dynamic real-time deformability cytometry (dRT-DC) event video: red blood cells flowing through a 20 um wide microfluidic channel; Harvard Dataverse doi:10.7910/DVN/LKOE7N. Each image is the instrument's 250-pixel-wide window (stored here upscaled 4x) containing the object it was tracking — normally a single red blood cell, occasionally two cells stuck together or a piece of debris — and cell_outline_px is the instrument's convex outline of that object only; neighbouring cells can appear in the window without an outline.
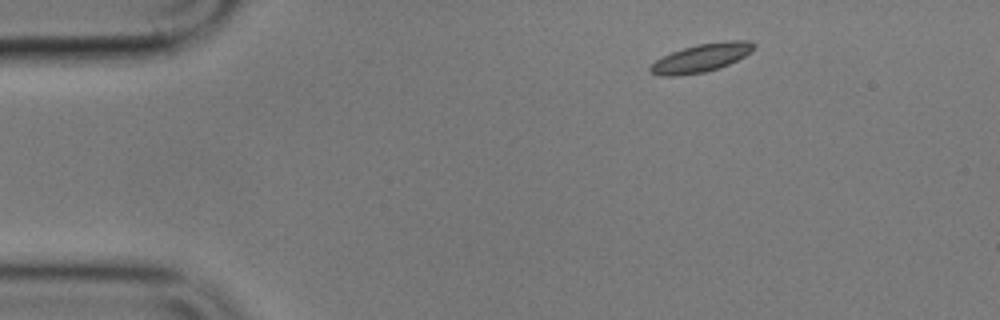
{"species": "common noctule bat (a hibernating species)", "species_latin": "Nyctalus noctula", "temperature_condition": "cold", "stored_images_in_passage": 5, "camera_frame_rate_fps": 3000, "um_per_image_px": 0.085, "animal": {"sex": "male", "body_mass_g": 17.9}, "frame": {"image": 1, "passage_image": 1, "time_ms": 0.0, "image_size_px": [1000, 320], "cell_outline_px": [[756, 44], [752, 52], [720, 68], [704, 72], [680, 76], [660, 76], [648, 72], [648, 68], [656, 60], [672, 52], [696, 44], [728, 40], [752, 40]], "centroid_in_image_um": [59.62, 4.92], "position_along_channel_um": 25.4, "area_um2": 17.22}}
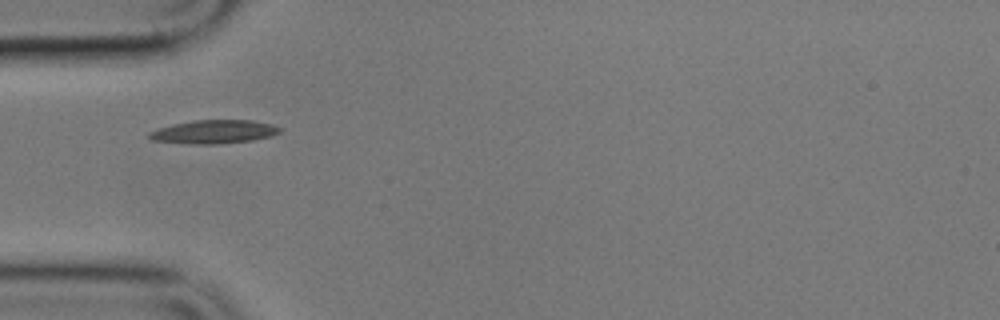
{"frame": {"image": 2, "passage_image": 4, "time_ms": 3.667, "image_size_px": [1000, 320], "cell_outline_px": [[284, 128], [280, 132], [272, 136], [252, 140], [216, 144], [196, 144], [152, 140], [148, 136], [148, 132], [156, 128], [172, 124], [192, 120], [252, 120], [272, 124]], "centroid_in_image_um": [18.2, 11.19], "position_along_channel_um": 66.8, "area_um2": 18.03}}
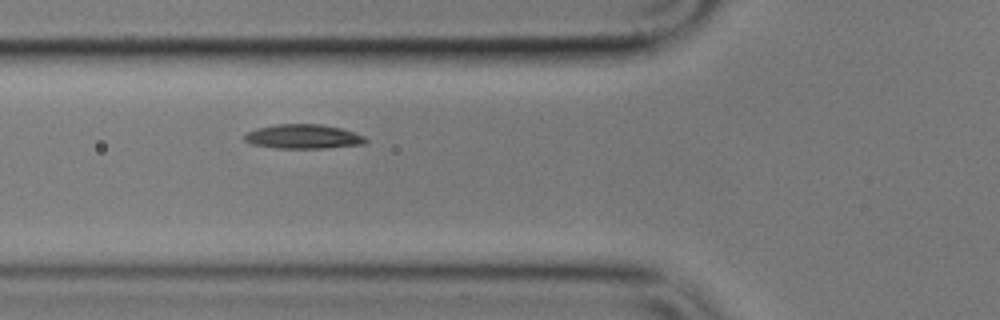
{"frame": {"image": 3, "passage_image": 5, "time_ms": 4.667, "image_size_px": [1000, 320], "cell_outline_px": [[368, 144], [324, 148], [276, 148], [252, 144], [244, 140], [244, 136], [248, 132], [256, 128], [276, 124], [320, 124], [340, 128], [364, 136], [368, 140]], "centroid_in_image_um": [25.79, 11.61], "position_along_channel_um": 100.0, "area_um2": 17.17}}